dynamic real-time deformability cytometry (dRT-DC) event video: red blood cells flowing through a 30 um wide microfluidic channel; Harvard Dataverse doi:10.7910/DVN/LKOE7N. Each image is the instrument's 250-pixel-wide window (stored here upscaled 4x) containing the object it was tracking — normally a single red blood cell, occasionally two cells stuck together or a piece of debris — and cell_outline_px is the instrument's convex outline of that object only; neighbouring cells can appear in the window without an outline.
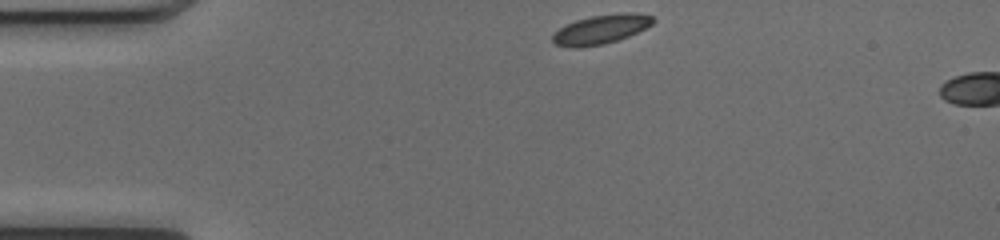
{"species": "common noctule bat (a hibernating species)", "species_latin": "Nyctalus noctula", "temperature_condition": "cold", "stored_images_in_passage": 3, "camera_frame_rate_fps": 3000, "um_per_image_px": 0.085, "animal": {"sex": "female", "body_mass_g": 17.0, "forearm_length_mm": 48.0}, "frame": {"image": 1, "passage_image": 1, "time_ms": 0.0, "image_size_px": [1000, 240], "cell_outline_px": [[656, 20], [652, 24], [628, 36], [604, 44], [580, 48], [572, 48], [556, 44], [552, 40], [552, 36], [560, 28], [576, 20], [592, 16], [624, 12], [632, 12], [652, 16]], "centroid_in_image_um": [51.08, 2.49], "position_along_channel_um": 33.9, "area_um2": 16.88}}